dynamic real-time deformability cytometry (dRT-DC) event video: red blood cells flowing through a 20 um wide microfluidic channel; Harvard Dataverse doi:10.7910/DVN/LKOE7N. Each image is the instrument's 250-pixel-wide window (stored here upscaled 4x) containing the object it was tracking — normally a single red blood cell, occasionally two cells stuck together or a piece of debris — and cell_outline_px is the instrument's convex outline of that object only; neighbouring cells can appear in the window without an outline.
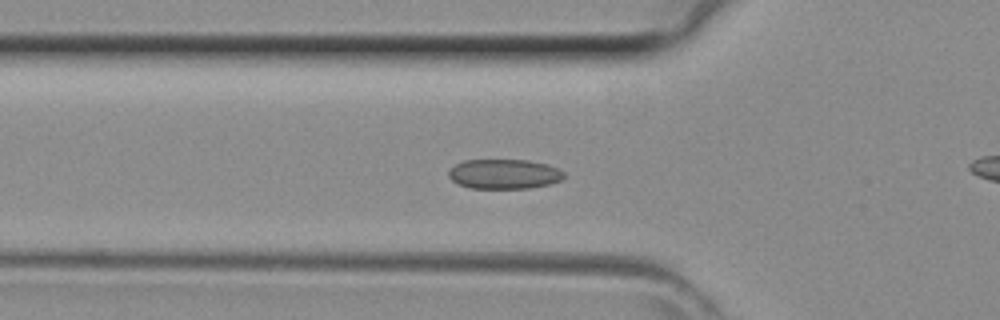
{"species": "common noctule bat (a hibernating species)", "species_latin": "Nyctalus noctula", "temperature_condition": "room temperature", "stored_images_in_passage": 32, "camera_frame_rate_fps": 3000, "um_per_image_px": 0.085, "animal": {"sex": "female", "body_mass_g": 29.2, "forearm_length_mm": 56.3}, "frame": {"image": 1, "passage_image": 7, "time_ms": 2.0, "image_size_px": [1000, 320], "cell_outline_px": [[564, 176], [560, 180], [548, 184], [528, 188], [468, 188], [452, 180], [448, 176], [448, 172], [456, 164], [464, 160], [528, 160], [548, 164], [564, 172]], "centroid_in_image_um": [42.84, 14.78], "position_along_channel_um": 83.0, "area_um2": 19.83}}
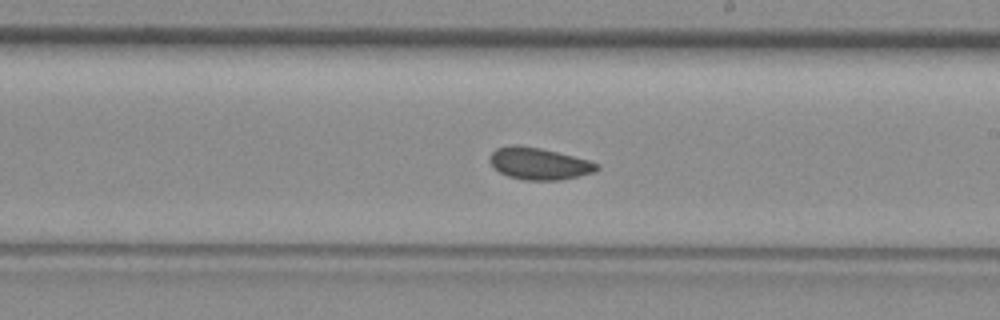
{"frame": {"image": 2, "passage_image": 17, "time_ms": 5.333, "image_size_px": [1000, 320], "cell_outline_px": [[600, 168], [596, 172], [560, 180], [524, 180], [508, 176], [500, 172], [488, 160], [492, 152], [496, 148], [512, 144], [516, 144], [540, 148], [588, 160], [600, 164]], "centroid_in_image_um": [45.82, 13.91], "position_along_channel_um": 243.2, "area_um2": 19.88}}
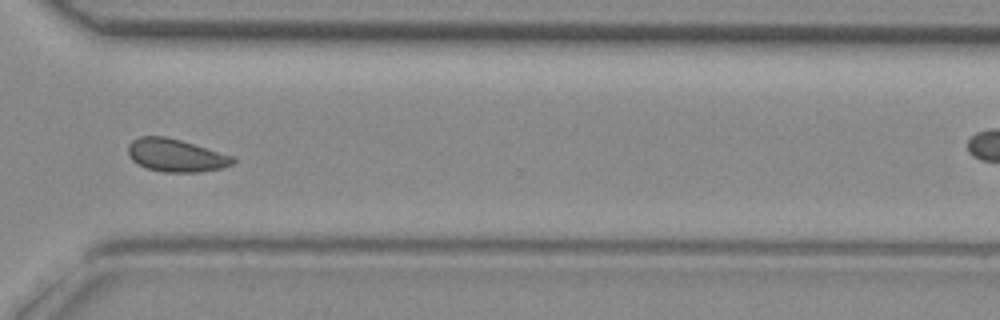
{"frame": {"image": 3, "passage_image": 24, "time_ms": 7.667, "image_size_px": [1000, 320], "cell_outline_px": [[236, 160], [232, 164], [224, 168], [200, 172], [164, 172], [148, 168], [132, 160], [128, 156], [128, 144], [132, 140], [140, 136], [164, 136], [180, 140], [236, 156]], "centroid_in_image_um": [14.98, 13.2], "position_along_channel_um": 355.6, "area_um2": 20.17}}